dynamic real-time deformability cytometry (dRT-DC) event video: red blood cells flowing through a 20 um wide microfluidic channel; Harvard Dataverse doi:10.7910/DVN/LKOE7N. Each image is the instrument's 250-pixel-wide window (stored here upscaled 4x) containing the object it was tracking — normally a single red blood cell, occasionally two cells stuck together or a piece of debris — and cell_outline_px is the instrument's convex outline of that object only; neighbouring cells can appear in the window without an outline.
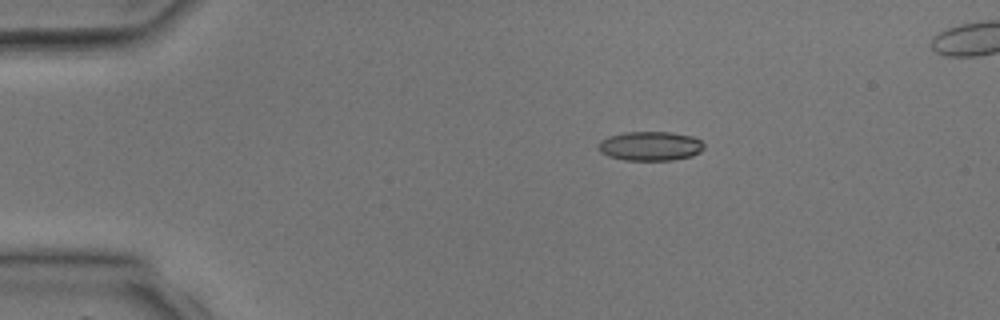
{"species": "common noctule bat (a hibernating species)", "species_latin": "Nyctalus noctula", "temperature_condition": "room temperature", "stored_images_in_passage": 5, "camera_frame_rate_fps": 3000, "um_per_image_px": 0.085, "animal": {"sex": "male", "body_mass_g": 17.9, "forearm_length_mm": 54.2}, "frame": {"image": 1, "passage_image": 3, "time_ms": 2.333, "image_size_px": [1000, 320], "cell_outline_px": [[704, 148], [700, 152], [692, 156], [672, 160], [624, 160], [608, 156], [600, 152], [596, 148], [600, 140], [608, 136], [624, 132], [672, 132], [692, 136], [700, 140], [704, 144]], "centroid_in_image_um": [55.25, 12.41], "position_along_channel_um": 29.8, "area_um2": 18.21}}